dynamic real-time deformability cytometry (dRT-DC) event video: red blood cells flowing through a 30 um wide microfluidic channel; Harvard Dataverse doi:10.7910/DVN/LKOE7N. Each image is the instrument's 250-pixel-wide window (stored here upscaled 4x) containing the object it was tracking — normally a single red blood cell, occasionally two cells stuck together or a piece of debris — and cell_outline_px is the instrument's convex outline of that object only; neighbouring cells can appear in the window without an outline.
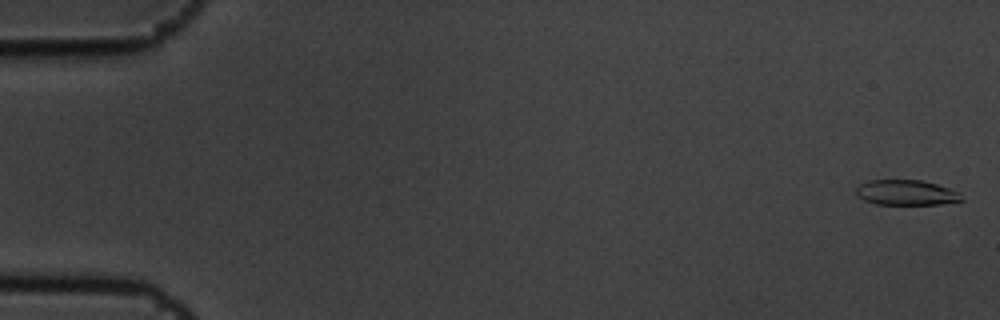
{"species": "common noctule bat (a hibernating species)", "species_latin": "Nyctalus noctula", "temperature_condition": "cold", "stored_images_in_passage": 5, "camera_frame_rate_fps": 3000, "um_per_image_px": 0.085, "animal": {"sex": "male", "body_mass_g": 19.5, "forearm_length_mm": 54.6}, "frame": {"image": 1, "passage_image": 1, "time_ms": 0.0, "image_size_px": [1000, 320], "cell_outline_px": [[964, 200], [940, 204], [876, 204], [864, 200], [856, 192], [856, 188], [860, 184], [868, 180], [924, 180], [960, 192]], "centroid_in_image_um": [77.05, 16.36], "position_along_channel_um": 7.9, "area_um2": 15.43}}
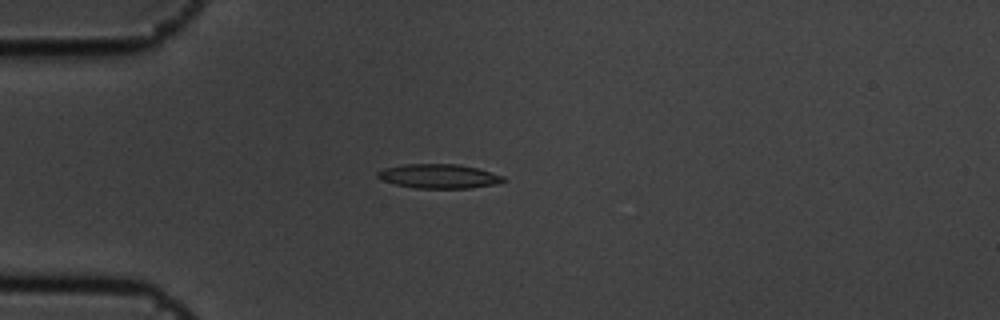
{"frame": {"image": 2, "passage_image": 5, "time_ms": 1.333, "image_size_px": [1000, 320], "cell_outline_px": [[508, 180], [496, 184], [468, 188], [416, 188], [396, 184], [384, 180], [376, 176], [376, 172], [384, 168], [404, 164], [460, 164], [476, 168], [504, 176]], "centroid_in_image_um": [37.32, 14.97], "position_along_channel_um": 47.7, "area_um2": 17.69}}